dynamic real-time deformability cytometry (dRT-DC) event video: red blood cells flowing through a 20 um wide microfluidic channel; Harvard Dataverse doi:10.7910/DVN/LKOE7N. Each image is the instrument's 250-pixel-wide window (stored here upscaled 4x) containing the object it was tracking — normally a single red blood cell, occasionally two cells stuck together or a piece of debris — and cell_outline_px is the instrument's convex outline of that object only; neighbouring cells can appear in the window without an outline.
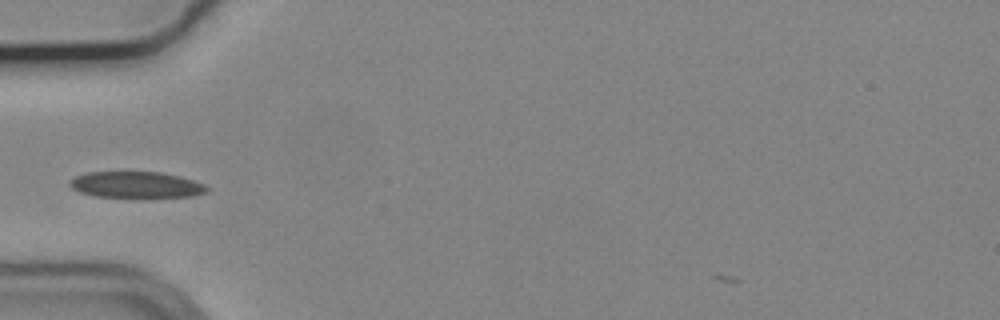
{"species": "common noctule bat (a hibernating species)", "species_latin": "Nyctalus noctula", "temperature_condition": "cold", "stored_images_in_passage": 37, "camera_frame_rate_fps": 3000, "um_per_image_px": 0.085, "animal": {"sex": "male", "body_mass_g": 19.2, "forearm_length_mm": 51.8}, "frame": {"image": 1, "passage_image": 2, "time_ms": 0.333, "image_size_px": [1000, 320], "cell_outline_px": [[208, 192], [192, 196], [148, 200], [140, 200], [92, 196], [80, 192], [72, 188], [68, 184], [68, 180], [76, 176], [88, 172], [160, 172], [180, 176], [204, 184], [208, 188]], "centroid_in_image_um": [11.58, 15.76], "position_along_channel_um": 73.4, "area_um2": 22.2}}
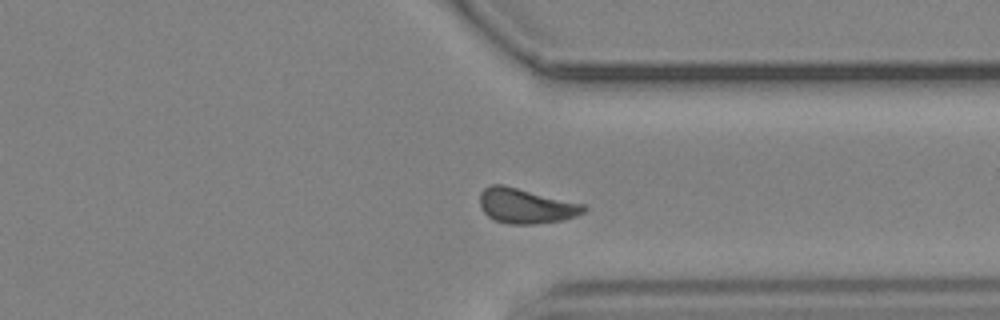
{"frame": {"image": 2, "passage_image": 26, "time_ms": 8.333, "image_size_px": [1000, 320], "cell_outline_px": [[588, 208], [584, 212], [576, 216], [564, 220], [536, 224], [508, 224], [496, 220], [488, 216], [480, 208], [480, 192], [484, 188], [492, 184], [504, 184], [584, 204]], "centroid_in_image_um": [44.7, 17.49], "position_along_channel_um": 366.7, "area_um2": 21.39}}
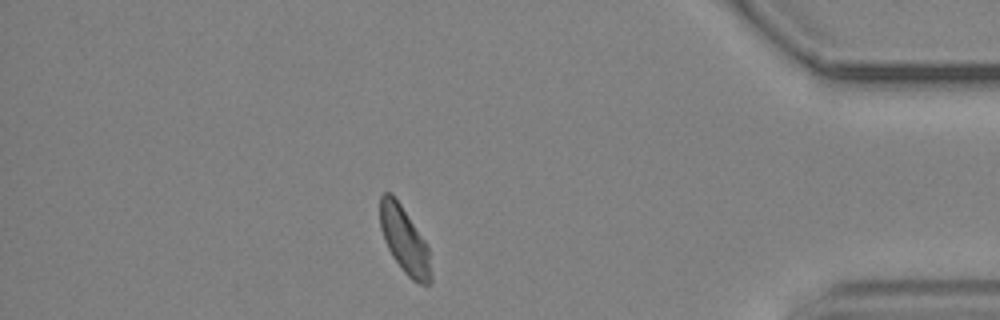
{"frame": {"image": 3, "passage_image": 32, "time_ms": 10.333, "image_size_px": [1000, 320], "cell_outline_px": [[432, 280], [428, 284], [420, 284], [412, 280], [404, 272], [392, 256], [384, 240], [380, 228], [380, 196], [384, 192], [392, 192], [424, 240], [428, 248], [432, 276]], "centroid_in_image_um": [34.37, 20.42], "position_along_channel_um": 400.8, "area_um2": 19.54}}